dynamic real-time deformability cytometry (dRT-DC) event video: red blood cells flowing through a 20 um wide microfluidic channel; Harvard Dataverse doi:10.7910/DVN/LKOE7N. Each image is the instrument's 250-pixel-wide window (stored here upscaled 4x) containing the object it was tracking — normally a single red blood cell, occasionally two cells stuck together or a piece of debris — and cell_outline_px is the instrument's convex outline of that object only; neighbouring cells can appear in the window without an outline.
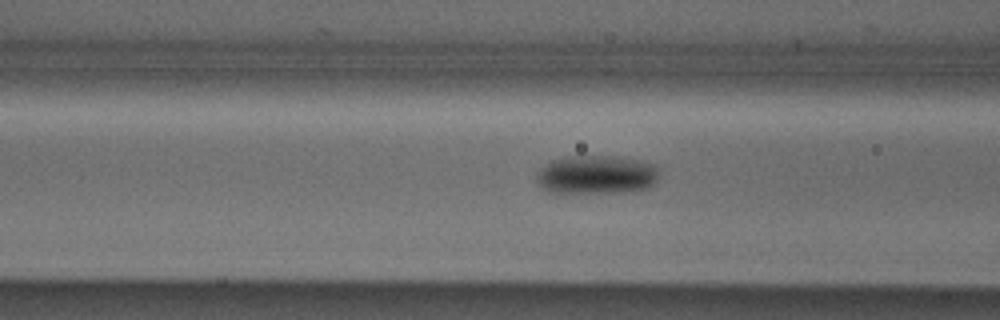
{"species": "Egyptian fruit bat (a non-hibernating species)", "species_latin": "Rousettus aegyptiacus", "temperature_condition": "cold", "stored_images_in_passage": 16, "camera_frame_rate_fps": 3000, "um_per_image_px": 0.085, "animal": {"sex": "male"}, "frame": {"image": 1, "passage_image": 10, "time_ms": 3.0, "image_size_px": [1000, 320], "cell_outline_px": [[656, 180], [648, 188], [624, 192], [564, 196], [548, 192], [536, 180], [536, 172], [540, 168], [552, 160], [568, 156], [612, 156], [636, 160], [652, 164], [656, 168]], "centroid_in_image_um": [50.58, 14.91], "position_along_channel_um": 116.0, "area_um2": 28.32}}
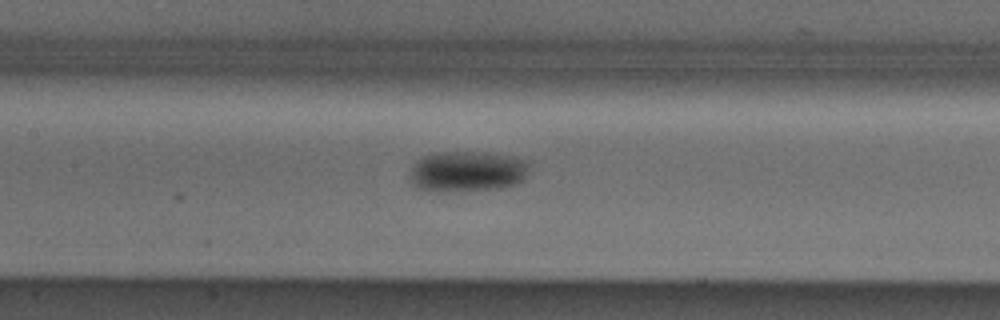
{"frame": {"image": 2, "passage_image": 14, "time_ms": 4.333, "image_size_px": [1000, 320], "cell_outline_px": [[532, 164], [528, 176], [524, 180], [516, 184], [500, 188], [436, 192], [420, 188], [412, 180], [412, 168], [416, 160], [432, 152], [484, 152], [512, 156], [532, 160]], "centroid_in_image_um": [39.84, 14.55], "position_along_channel_um": 167.6, "area_um2": 28.67}}